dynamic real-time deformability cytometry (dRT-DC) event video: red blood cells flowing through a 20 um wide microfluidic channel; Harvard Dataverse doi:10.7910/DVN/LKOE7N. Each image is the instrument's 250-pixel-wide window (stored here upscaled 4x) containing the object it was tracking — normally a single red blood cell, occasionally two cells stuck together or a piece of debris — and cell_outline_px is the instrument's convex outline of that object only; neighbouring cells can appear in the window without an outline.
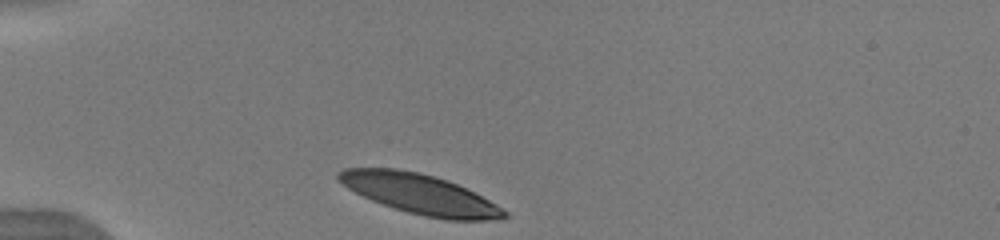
{"species": "human", "species_latin": "Homo sapiens", "temperature_condition": "warm", "stored_images_in_passage": 33, "camera_frame_rate_fps": 3000, "um_per_image_px": 0.085, "donor": {"sex": "male"}, "frame": {"image": 1, "passage_image": 1, "time_ms": 0.0, "image_size_px": [1000, 240], "cell_outline_px": [[508, 216], [496, 220], [448, 220], [424, 216], [408, 212], [372, 200], [348, 188], [336, 180], [336, 172], [344, 168], [396, 168], [420, 172], [448, 180], [496, 204], [508, 212]], "centroid_in_image_um": [35.67, 16.48], "position_along_channel_um": 49.3, "area_um2": 38.26}}
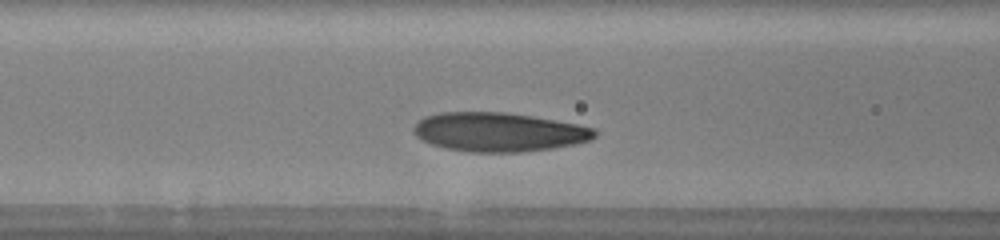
{"frame": {"image": 2, "passage_image": 9, "time_ms": 2.667, "image_size_px": [1000, 240], "cell_outline_px": [[596, 136], [588, 140], [572, 144], [552, 148], [520, 152], [468, 152], [448, 148], [432, 144], [416, 136], [412, 132], [412, 128], [424, 116], [440, 112], [504, 112], [576, 124], [592, 128], [596, 132]], "centroid_in_image_um": [42.33, 11.22], "position_along_channel_um": 124.3, "area_um2": 40.63}}
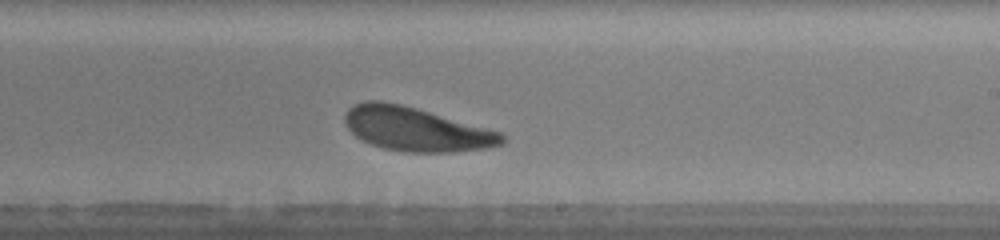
{"frame": {"image": 3, "passage_image": 19, "time_ms": 6.0, "image_size_px": [1000, 240], "cell_outline_px": [[504, 144], [484, 148], [456, 152], [404, 152], [384, 148], [372, 144], [356, 136], [348, 128], [344, 120], [344, 116], [348, 108], [364, 100], [380, 100], [400, 104], [416, 108], [500, 132], [504, 136]], "centroid_in_image_um": [35.34, 10.98], "position_along_channel_um": 253.7, "area_um2": 39.77}, "authors_computed_cell_mechanics": {"area_um2": 40.749, "velocity_mm_per_s": 3.894, "shape_relaxation_time_tau1_ms": 1.91, "shape_relaxation_time_tau2_ms": 4.8812, "deformation_change_tau1": 0.1268, "deformation_change_tau2": 0.1582}}